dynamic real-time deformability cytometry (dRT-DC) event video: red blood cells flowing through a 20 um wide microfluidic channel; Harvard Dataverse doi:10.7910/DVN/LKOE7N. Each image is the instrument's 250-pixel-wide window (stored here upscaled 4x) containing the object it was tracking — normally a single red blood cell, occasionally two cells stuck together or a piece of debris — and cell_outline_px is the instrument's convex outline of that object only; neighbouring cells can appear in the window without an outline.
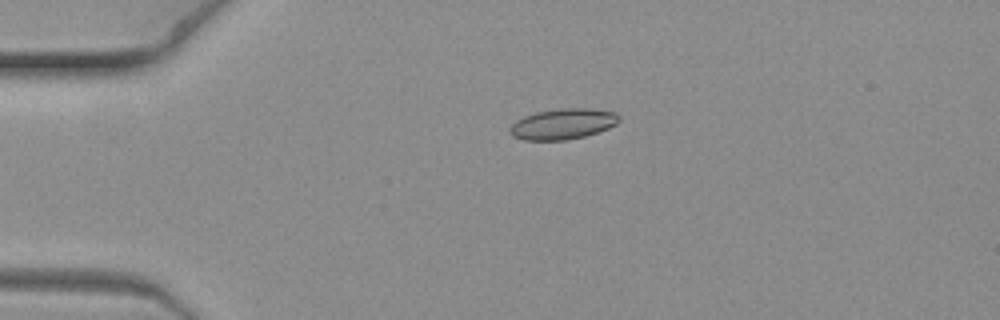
{"species": "common noctule bat (a hibernating species)", "species_latin": "Nyctalus noctula", "temperature_condition": "warm", "stored_images_in_passage": 7, "camera_frame_rate_fps": 3000, "um_per_image_px": 0.085, "animal": {"sex": "female", "body_mass_g": 19.3, "forearm_length_mm": 54.1}, "frame": {"image": 1, "passage_image": 4, "time_ms": 1.0, "image_size_px": [1000, 320], "cell_outline_px": [[620, 120], [616, 124], [608, 128], [584, 136], [564, 140], [524, 140], [512, 136], [508, 132], [508, 128], [516, 120], [524, 116], [536, 112], [560, 108], [588, 108], [616, 112], [620, 116]], "centroid_in_image_um": [47.82, 10.53], "position_along_channel_um": 37.2, "area_um2": 19.59}}
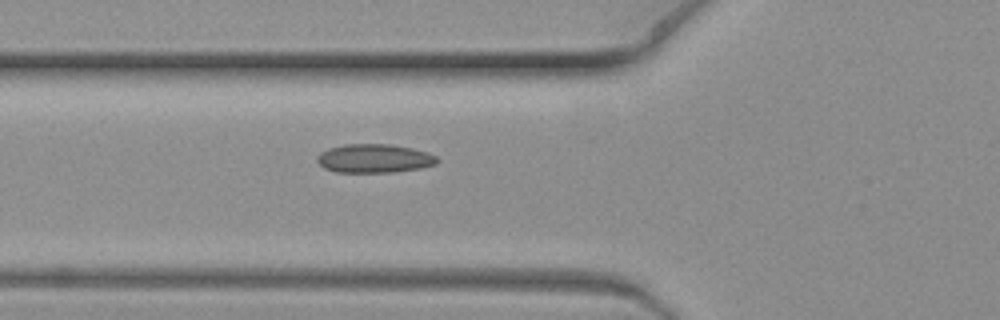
{"frame": {"image": 2, "passage_image": 7, "time_ms": 2.0, "image_size_px": [1000, 320], "cell_outline_px": [[440, 160], [436, 164], [420, 168], [392, 172], [336, 172], [324, 168], [316, 160], [316, 156], [320, 152], [328, 148], [344, 144], [392, 144], [412, 148], [428, 152], [436, 156]], "centroid_in_image_um": [31.81, 13.46], "position_along_channel_um": 94.0, "area_um2": 20.23}}